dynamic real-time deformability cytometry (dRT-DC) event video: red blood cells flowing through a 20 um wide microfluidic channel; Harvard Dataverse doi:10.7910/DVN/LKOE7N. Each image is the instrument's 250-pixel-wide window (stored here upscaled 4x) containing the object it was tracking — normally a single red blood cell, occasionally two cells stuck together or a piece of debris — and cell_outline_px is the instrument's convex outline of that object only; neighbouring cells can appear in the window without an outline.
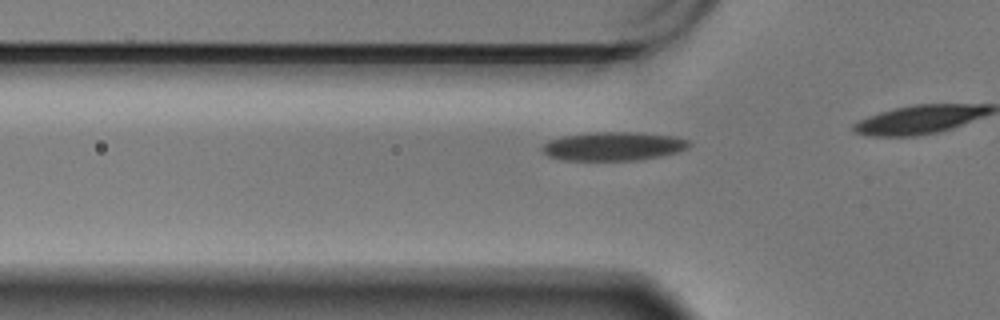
{"species": "Egyptian fruit bat (a non-hibernating species)", "species_latin": "Rousettus aegyptiacus", "temperature_condition": "warm", "stored_images_in_passage": 22, "camera_frame_rate_fps": 3000, "um_per_image_px": 0.085, "animal": {"sex": "male"}, "frame": {"image": 1, "passage_image": 16, "time_ms": 5.0, "image_size_px": [1000, 320], "cell_outline_px": [[692, 144], [688, 148], [680, 152], [660, 156], [636, 160], [560, 160], [548, 156], [540, 148], [548, 140], [560, 136], [596, 132], [636, 132], [676, 136], [688, 140]], "centroid_in_image_um": [52.15, 12.43], "position_along_channel_um": 73.7, "area_um2": 24.8}}
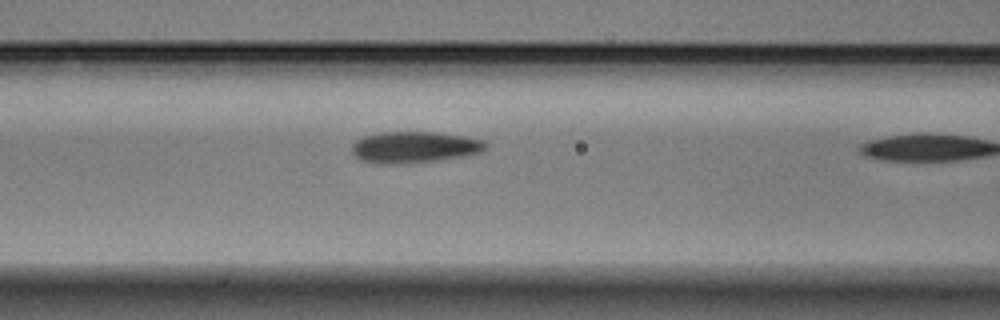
{"frame": {"image": 2, "passage_image": 21, "time_ms": 6.667, "image_size_px": [1000, 320], "cell_outline_px": [[488, 148], [484, 152], [464, 156], [436, 160], [396, 164], [380, 164], [360, 160], [352, 152], [352, 144], [356, 140], [364, 136], [384, 132], [432, 132], [464, 136], [484, 140], [488, 144]], "centroid_in_image_um": [35.26, 12.51], "position_along_channel_um": 131.3, "area_um2": 24.51}}